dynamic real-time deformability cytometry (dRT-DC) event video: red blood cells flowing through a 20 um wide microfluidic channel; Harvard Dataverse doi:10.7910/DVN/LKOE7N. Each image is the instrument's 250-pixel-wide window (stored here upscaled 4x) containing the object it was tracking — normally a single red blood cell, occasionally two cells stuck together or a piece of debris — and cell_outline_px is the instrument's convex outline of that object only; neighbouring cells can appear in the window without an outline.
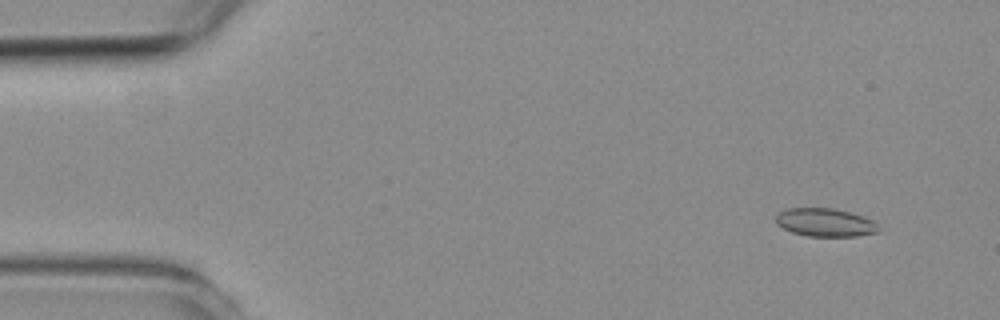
{"species": "common noctule bat (a hibernating species)", "species_latin": "Nyctalus noctula", "temperature_condition": "room temperature", "stored_images_in_passage": 5, "camera_frame_rate_fps": 3000, "um_per_image_px": 0.085, "animal": {"sex": "female", "body_mass_g": 19.3, "forearm_length_mm": 54.1}, "frame": {"image": 1, "passage_image": 2, "time_ms": 1.0, "image_size_px": [1000, 320], "cell_outline_px": [[880, 232], [856, 236], [808, 236], [792, 232], [776, 224], [776, 216], [780, 212], [788, 208], [832, 208], [848, 212], [872, 220], [880, 228]], "centroid_in_image_um": [70.14, 18.91], "position_along_channel_um": 14.9, "area_um2": 16.7}}